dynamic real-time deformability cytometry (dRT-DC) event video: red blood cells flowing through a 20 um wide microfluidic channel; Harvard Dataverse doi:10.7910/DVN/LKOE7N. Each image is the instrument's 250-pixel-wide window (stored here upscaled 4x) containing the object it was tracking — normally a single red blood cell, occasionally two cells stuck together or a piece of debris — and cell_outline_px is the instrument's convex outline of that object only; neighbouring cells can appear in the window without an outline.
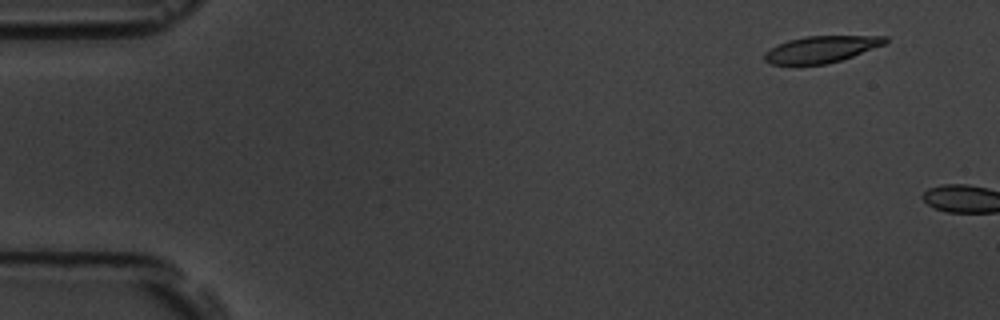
{"species": "common noctule bat (a hibernating species)", "species_latin": "Nyctalus noctula", "temperature_condition": "room temperature", "stored_images_in_passage": 3, "camera_frame_rate_fps": 3000, "um_per_image_px": 0.085, "animal": {"sex": "male", "body_mass_g": 19.5, "forearm_length_mm": 54.6}, "frame": {"image": 1, "passage_image": 2, "time_ms": 1.333, "image_size_px": [1000, 320], "cell_outline_px": [[888, 40], [884, 44], [852, 56], [840, 60], [824, 64], [772, 64], [764, 60], [764, 52], [788, 40], [804, 36], [888, 36]], "centroid_in_image_um": [69.8, 4.18], "position_along_channel_um": 15.2, "area_um2": 18.38}}